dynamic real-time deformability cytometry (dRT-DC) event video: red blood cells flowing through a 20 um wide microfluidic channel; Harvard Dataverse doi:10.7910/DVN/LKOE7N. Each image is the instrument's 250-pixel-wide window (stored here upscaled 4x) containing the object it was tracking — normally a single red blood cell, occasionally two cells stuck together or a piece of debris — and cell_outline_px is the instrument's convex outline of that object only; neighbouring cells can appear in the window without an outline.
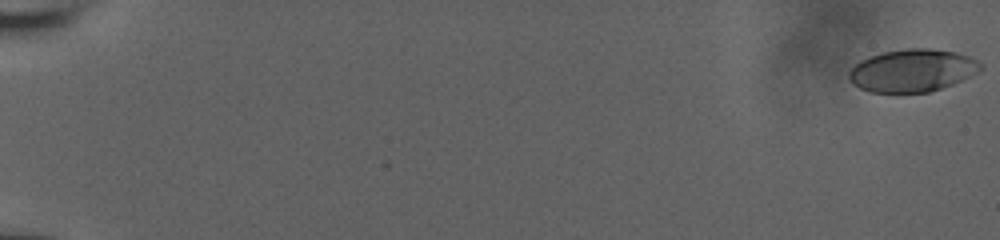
{"species": "human", "species_latin": "Homo sapiens", "temperature_condition": "room temperature", "stored_images_in_passage": 14, "camera_frame_rate_fps": 3000, "um_per_image_px": 0.085, "donor": {"sex": "male"}, "frame": {"image": 1, "passage_image": 1, "time_ms": 0.0, "image_size_px": [1000, 240], "cell_outline_px": [[984, 68], [972, 76], [952, 84], [928, 92], [872, 92], [860, 88], [852, 84], [848, 80], [848, 72], [860, 60], [868, 56], [884, 52], [908, 48], [932, 48], [956, 52], [968, 56], [984, 64]], "centroid_in_image_um": [77.56, 5.98], "position_along_channel_um": 7.4, "area_um2": 32.83}}